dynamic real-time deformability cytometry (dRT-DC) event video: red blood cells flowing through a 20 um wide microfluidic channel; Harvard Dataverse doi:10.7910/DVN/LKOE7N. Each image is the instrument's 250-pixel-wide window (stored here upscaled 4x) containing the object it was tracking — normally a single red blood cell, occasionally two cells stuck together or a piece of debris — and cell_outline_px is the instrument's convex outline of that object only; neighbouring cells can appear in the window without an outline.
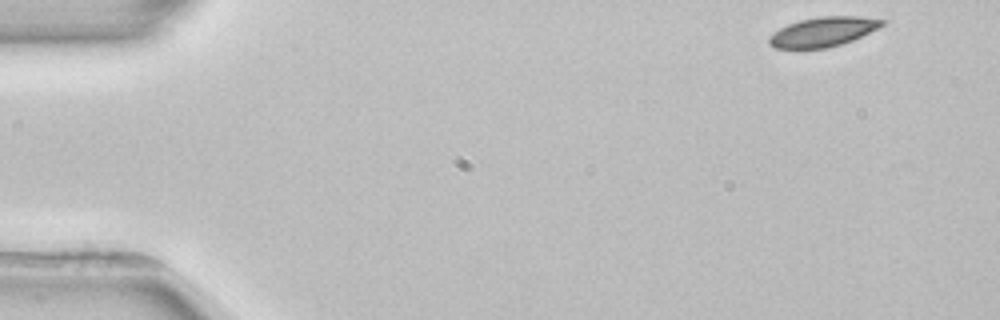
{"species": "common noctule bat (a hibernating species)", "species_latin": "Nyctalus noctula", "temperature_condition": "room temperature", "stored_images_in_passage": 4, "camera_frame_rate_fps": 3000, "um_per_image_px": 0.085, "animal": {"sex": "female", "body_mass_g": 22.7, "forearm_length_mm": 54.2}, "frame": {"image": 1, "passage_image": 1, "time_ms": 0.0, "image_size_px": [1000, 320], "cell_outline_px": [[888, 20], [884, 24], [852, 40], [828, 48], [772, 48], [768, 44], [768, 36], [780, 28], [788, 24], [800, 20], [820, 16], [860, 16]], "centroid_in_image_um": [69.92, 2.7], "position_along_channel_um": 15.1, "area_um2": 19.36}}
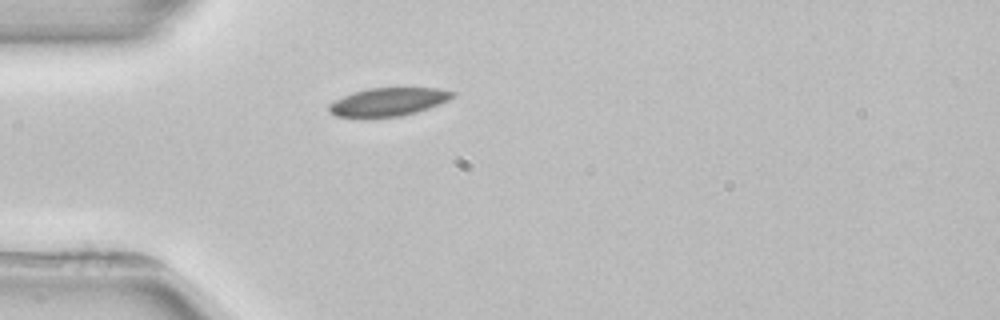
{"frame": {"image": 2, "passage_image": 4, "time_ms": 3.667, "image_size_px": [1000, 320], "cell_outline_px": [[456, 96], [440, 104], [416, 112], [400, 116], [360, 120], [336, 116], [328, 112], [328, 104], [344, 96], [368, 88], [440, 88], [456, 92]], "centroid_in_image_um": [32.97, 8.7], "position_along_channel_um": 52.0, "area_um2": 20.92}}